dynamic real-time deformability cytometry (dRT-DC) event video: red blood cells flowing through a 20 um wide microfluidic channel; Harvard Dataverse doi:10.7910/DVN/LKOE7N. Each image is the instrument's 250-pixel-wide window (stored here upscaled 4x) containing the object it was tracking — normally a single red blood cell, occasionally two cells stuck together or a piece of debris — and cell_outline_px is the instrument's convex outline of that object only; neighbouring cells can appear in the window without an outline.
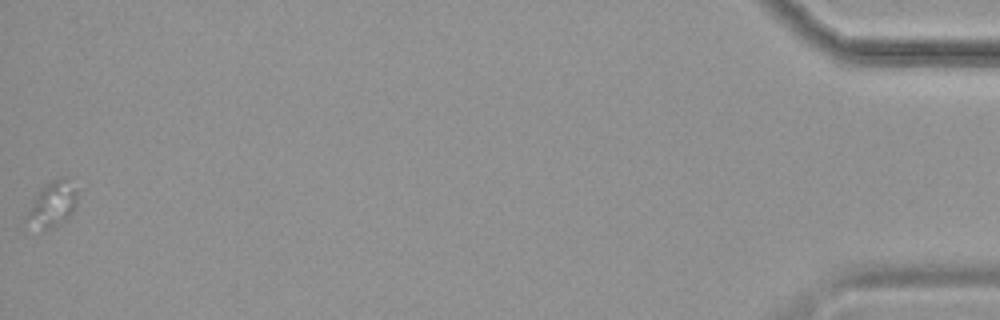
{"species": "common noctule bat (a hibernating species)", "species_latin": "Nyctalus noctula", "temperature_condition": "cold", "stored_images_in_passage": 50, "camera_frame_rate_fps": 3000, "um_per_image_px": 0.085, "animal": {"sex": "female", "body_mass_g": 19.9}, "frame": {"image": 1, "passage_image": 50, "time_ms": 16.333, "image_size_px": [1000, 320], "cell_outline_px": [[76, 204], [68, 220], [60, 224], [48, 228], [44, 228], [28, 212], [32, 200], [40, 188], [52, 180], [60, 176], [64, 176], [76, 192]], "centroid_in_image_um": [4.56, 17.25], "position_along_channel_um": 430.6, "area_um2": 12.25}}